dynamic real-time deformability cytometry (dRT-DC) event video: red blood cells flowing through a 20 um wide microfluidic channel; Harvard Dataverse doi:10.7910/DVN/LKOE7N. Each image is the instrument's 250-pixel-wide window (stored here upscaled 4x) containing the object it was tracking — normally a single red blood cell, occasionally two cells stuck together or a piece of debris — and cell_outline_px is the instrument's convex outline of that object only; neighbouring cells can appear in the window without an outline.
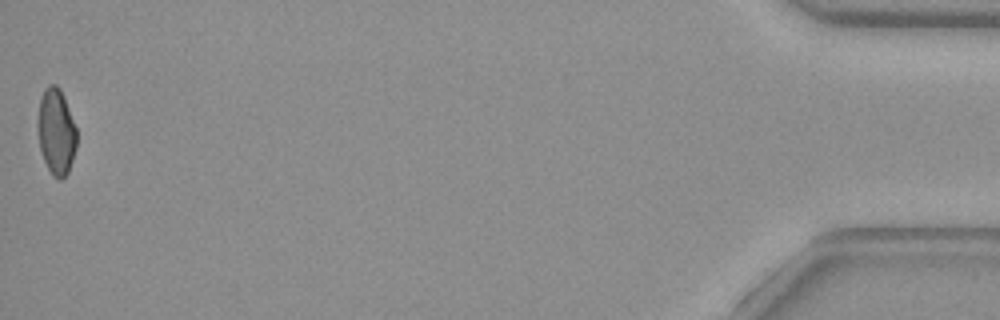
{"species": "common noctule bat (a hibernating species)", "species_latin": "Nyctalus noctula", "temperature_condition": "warm", "stored_images_in_passage": 52, "camera_frame_rate_fps": 3000, "um_per_image_px": 0.085, "animal": {"sex": "female", "body_mass_g": 29.2, "forearm_length_mm": 56.3}, "frame": {"image": 1, "passage_image": 52, "time_ms": 17.0, "image_size_px": [1000, 320], "cell_outline_px": [[76, 148], [68, 172], [60, 180], [56, 180], [52, 176], [44, 160], [40, 148], [40, 100], [44, 88], [48, 84], [56, 84], [60, 88], [64, 96], [76, 128]], "centroid_in_image_um": [4.81, 11.2], "position_along_channel_um": 430.4, "area_um2": 19.02}, "authors_computed_cell_mechanics": {"area_um2": 20.6346, "velocity_mm_per_s": 4.0052, "shape_relaxation_time_tau1_ms": null, "shape_relaxation_time_tau2_ms": 1.7138, "deformation_change_tau1": null, "deformation_change_tau2": 0.0669}}